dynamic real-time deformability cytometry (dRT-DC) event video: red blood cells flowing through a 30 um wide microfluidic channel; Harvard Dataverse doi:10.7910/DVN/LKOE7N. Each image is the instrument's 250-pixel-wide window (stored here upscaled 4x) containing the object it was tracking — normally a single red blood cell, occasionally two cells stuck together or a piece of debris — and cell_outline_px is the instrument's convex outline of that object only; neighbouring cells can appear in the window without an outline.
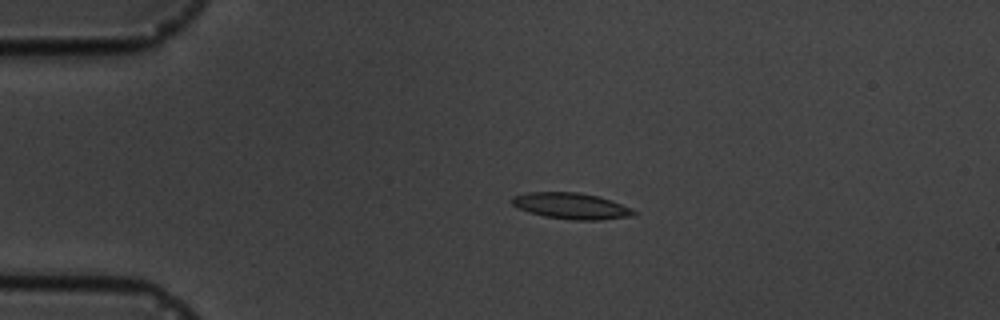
{"species": "common noctule bat (a hibernating species)", "species_latin": "Nyctalus noctula", "temperature_condition": "cold", "stored_images_in_passage": 5, "camera_frame_rate_fps": 3000, "um_per_image_px": 0.085, "animal": {"sex": "male", "body_mass_g": 19.5, "forearm_length_mm": 54.6}, "frame": {"image": 1, "passage_image": 4, "time_ms": 3.333, "image_size_px": [1000, 320], "cell_outline_px": [[640, 212], [632, 216], [600, 220], [572, 220], [544, 216], [528, 212], [516, 208], [512, 204], [512, 196], [528, 192], [580, 192], [600, 196], [612, 200], [632, 208]], "centroid_in_image_um": [48.58, 17.5], "position_along_channel_um": 36.4, "area_um2": 18.9}}